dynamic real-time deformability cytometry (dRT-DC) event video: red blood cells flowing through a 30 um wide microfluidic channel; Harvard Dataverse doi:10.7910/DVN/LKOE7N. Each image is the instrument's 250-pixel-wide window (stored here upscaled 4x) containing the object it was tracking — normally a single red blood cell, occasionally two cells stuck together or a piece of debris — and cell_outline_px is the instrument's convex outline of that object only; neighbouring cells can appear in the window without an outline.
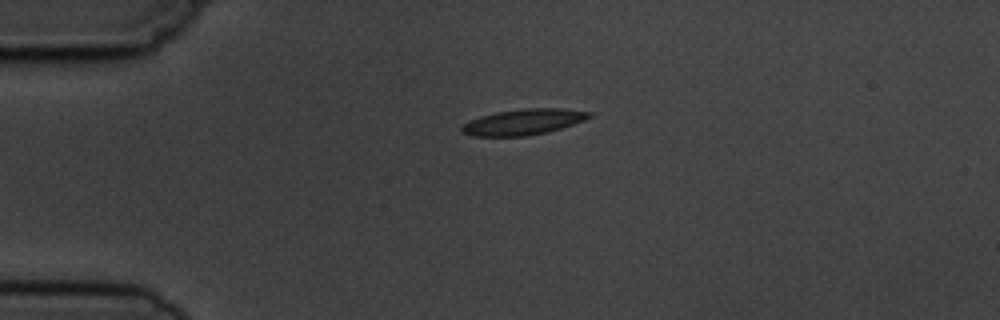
{"species": "common noctule bat (a hibernating species)", "species_latin": "Nyctalus noctula", "temperature_condition": "cold", "stored_images_in_passage": 2, "camera_frame_rate_fps": 3000, "um_per_image_px": 0.085, "animal": {"sex": "male", "body_mass_g": 19.5, "forearm_length_mm": 54.6}, "frame": {"image": 1, "passage_image": 1, "time_ms": 0.0, "image_size_px": [1000, 320], "cell_outline_px": [[592, 116], [584, 120], [548, 132], [524, 136], [472, 136], [460, 132], [460, 128], [468, 120], [480, 116], [496, 112], [524, 108], [564, 108], [592, 112]], "centroid_in_image_um": [44.46, 10.36], "position_along_channel_um": 40.5, "area_um2": 19.25}}